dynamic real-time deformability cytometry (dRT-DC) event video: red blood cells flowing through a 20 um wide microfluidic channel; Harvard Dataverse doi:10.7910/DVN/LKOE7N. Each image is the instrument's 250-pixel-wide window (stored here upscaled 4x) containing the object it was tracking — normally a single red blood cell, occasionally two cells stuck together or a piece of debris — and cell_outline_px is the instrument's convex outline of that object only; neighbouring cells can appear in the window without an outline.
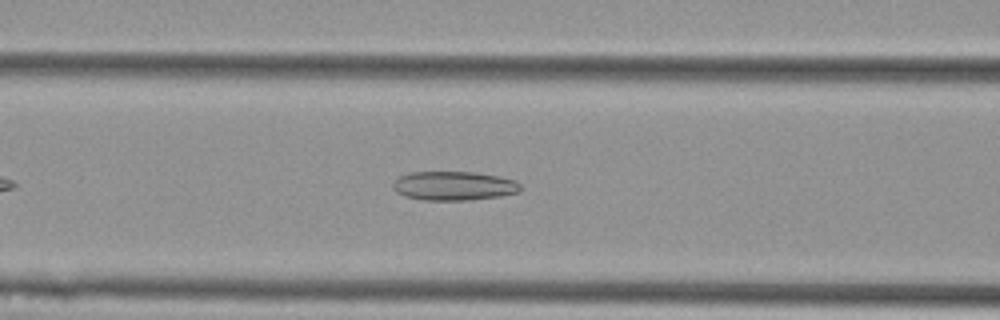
{"species": "Egyptian fruit bat (a non-hibernating species)", "species_latin": "Rousettus aegyptiacus", "temperature_condition": "cold", "stored_images_in_passage": 41, "camera_frame_rate_fps": 3000, "um_per_image_px": 0.085, "animal": {"sex": "female"}, "frame": {"image": 1, "passage_image": 11, "time_ms": 3.333, "image_size_px": [1000, 320], "cell_outline_px": [[524, 188], [520, 192], [500, 196], [468, 200], [424, 200], [404, 196], [396, 192], [392, 184], [400, 176], [412, 172], [472, 172], [500, 176], [516, 180]], "centroid_in_image_um": [38.63, 15.8], "position_along_channel_um": 128.0, "area_um2": 21.68}}
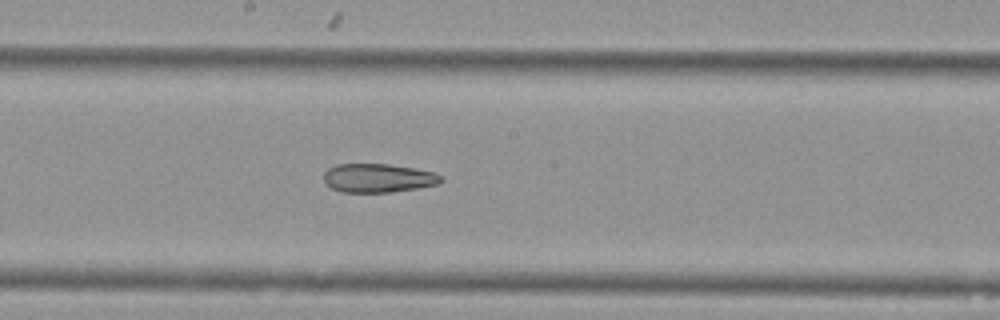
{"frame": {"image": 2, "passage_image": 18, "time_ms": 5.667, "image_size_px": [1000, 320], "cell_outline_px": [[444, 180], [436, 184], [416, 188], [388, 192], [340, 192], [332, 188], [324, 180], [324, 172], [328, 168], [336, 164], [388, 164], [436, 172], [444, 176]], "centroid_in_image_um": [32.15, 15.12], "position_along_channel_um": 216.1, "area_um2": 19.59}}
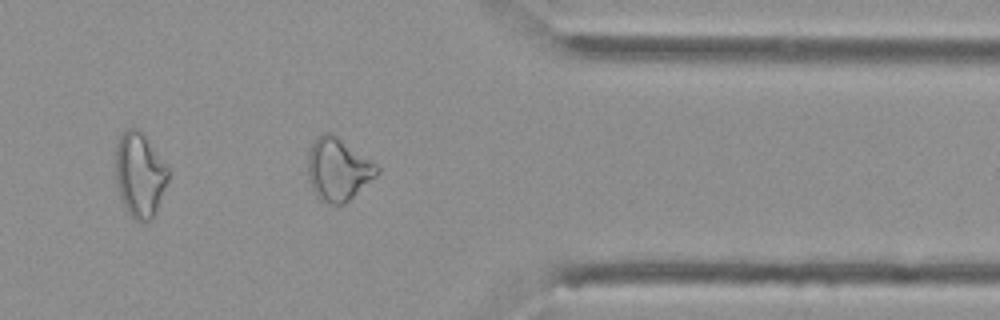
{"frame": {"image": 3, "passage_image": 32, "time_ms": 10.333, "image_size_px": [1000, 320], "cell_outline_px": [[380, 172], [376, 176], [344, 204], [328, 204], [320, 200], [316, 196], [308, 180], [308, 152], [316, 136], [324, 132], [332, 132], [376, 164], [380, 168]], "centroid_in_image_um": [28.71, 14.39], "position_along_channel_um": 382.7, "area_um2": 25.26}, "authors_computed_cell_mechanics": {"area_um2": 22.253, "velocity_mm_per_s": 3.8007, "shape_relaxation_time_tau1_ms": null, "shape_relaxation_time_tau2_ms": 10.8391, "deformation_change_tau1": null, "deformation_change_tau2": 0.247}}